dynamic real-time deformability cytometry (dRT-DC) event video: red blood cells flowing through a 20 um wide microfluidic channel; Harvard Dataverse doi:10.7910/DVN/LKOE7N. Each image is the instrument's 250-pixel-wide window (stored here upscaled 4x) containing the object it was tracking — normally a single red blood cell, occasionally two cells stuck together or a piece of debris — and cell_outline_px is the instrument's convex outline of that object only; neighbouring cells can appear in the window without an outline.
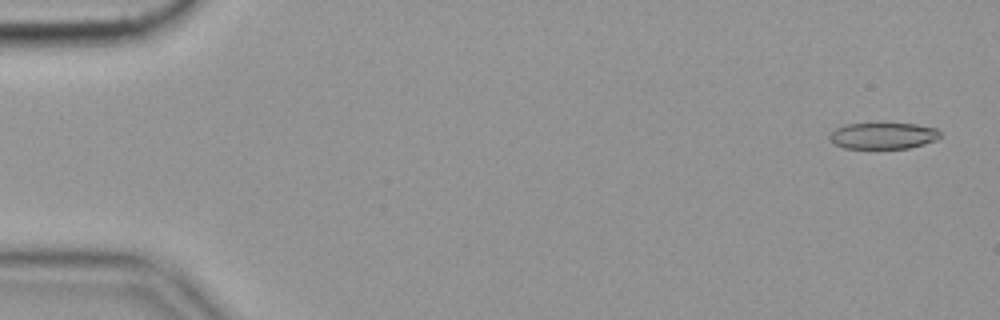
{"species": "common noctule bat (a hibernating species)", "species_latin": "Nyctalus noctula", "temperature_condition": "cold", "stored_images_in_passage": 56, "camera_frame_rate_fps": 3000, "um_per_image_px": 0.085, "animal": {"sex": "female", "body_mass_g": 19.9}, "frame": {"image": 1, "passage_image": 2, "time_ms": 0.333, "image_size_px": [1000, 320], "cell_outline_px": [[940, 136], [936, 140], [924, 144], [908, 148], [844, 148], [836, 144], [828, 136], [836, 128], [844, 124], [880, 120], [884, 120], [916, 124], [936, 128], [940, 132]], "centroid_in_image_um": [75.07, 11.47], "position_along_channel_um": 9.9, "area_um2": 17.86}}
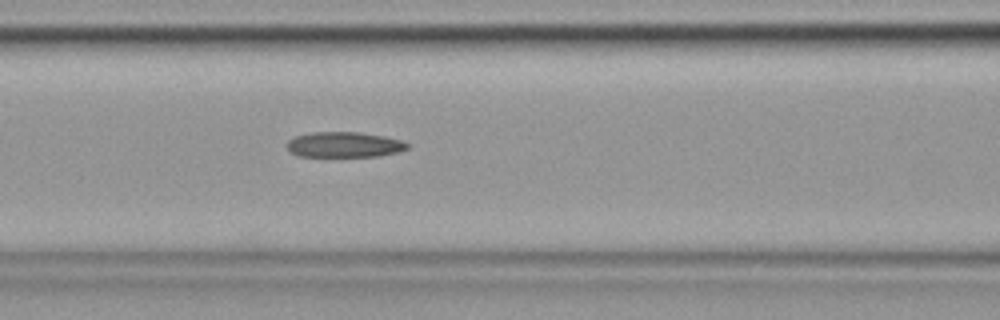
{"frame": {"image": 2, "passage_image": 24, "time_ms": 7.667, "image_size_px": [1000, 320], "cell_outline_px": [[408, 148], [400, 152], [380, 156], [296, 156], [288, 148], [288, 140], [296, 136], [312, 132], [360, 132], [384, 136], [400, 140], [408, 144]], "centroid_in_image_um": [29.28, 12.29], "position_along_channel_um": 137.3, "area_um2": 17.74}}
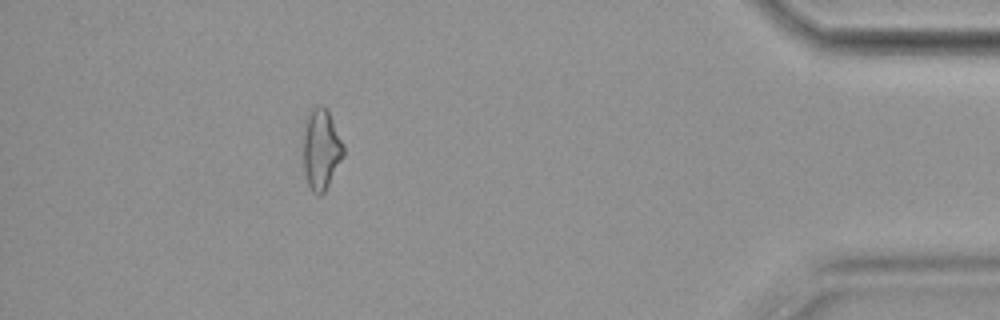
{"frame": {"image": 3, "passage_image": 51, "time_ms": 16.667, "image_size_px": [1000, 320], "cell_outline_px": [[344, 156], [324, 192], [320, 196], [316, 196], [312, 192], [308, 184], [304, 172], [304, 116], [316, 104], [320, 104], [328, 108], [344, 144]], "centroid_in_image_um": [27.3, 12.63], "position_along_channel_um": 407.9, "area_um2": 19.36}}